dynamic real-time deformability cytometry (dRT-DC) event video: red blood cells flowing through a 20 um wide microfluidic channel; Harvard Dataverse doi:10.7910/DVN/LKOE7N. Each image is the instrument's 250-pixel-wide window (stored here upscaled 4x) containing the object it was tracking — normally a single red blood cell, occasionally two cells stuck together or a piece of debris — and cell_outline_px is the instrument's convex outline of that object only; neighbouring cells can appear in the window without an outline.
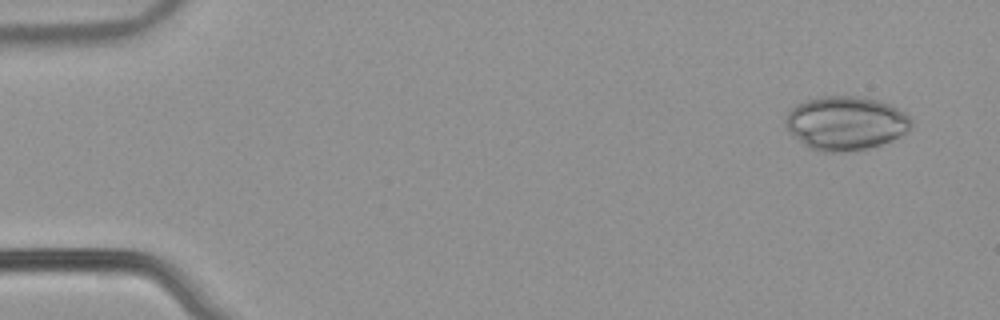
{"species": "common noctule bat (a hibernating species)", "species_latin": "Nyctalus noctula", "temperature_condition": "warm", "stored_images_in_passage": 53, "camera_frame_rate_fps": 3000, "um_per_image_px": 0.085, "animal": {"sex": "male", "body_mass_g": 21.5, "forearm_length_mm": 52.0}, "frame": {"image": 1, "passage_image": 4, "time_ms": 1.0, "image_size_px": [1000, 320], "cell_outline_px": [[912, 128], [892, 140], [868, 148], [844, 152], [824, 152], [808, 148], [788, 128], [784, 120], [784, 116], [796, 104], [804, 100], [824, 96], [856, 96], [880, 100], [904, 112], [912, 120]], "centroid_in_image_um": [71.89, 10.46], "position_along_channel_um": 13.1, "area_um2": 39.3}}
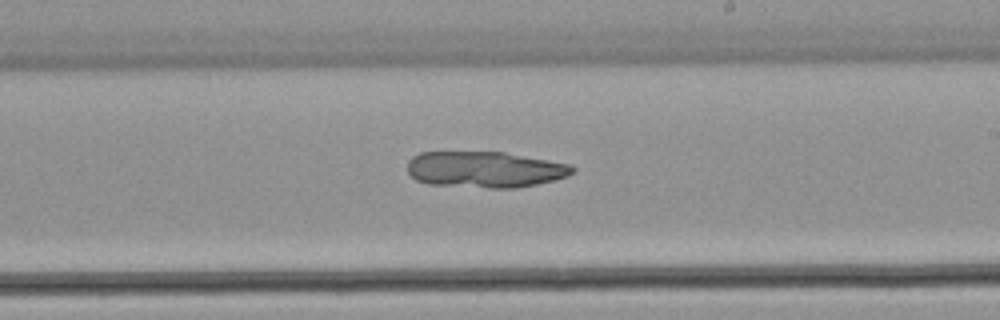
{"frame": {"image": 2, "passage_image": 32, "time_ms": 10.333, "image_size_px": [1000, 320], "cell_outline_px": [[576, 172], [568, 176], [556, 180], [516, 188], [488, 188], [428, 184], [416, 180], [408, 172], [408, 160], [412, 156], [420, 152], [504, 152], [572, 164], [576, 168]], "centroid_in_image_um": [41.26, 14.41], "position_along_channel_um": 247.7, "area_um2": 35.14}}
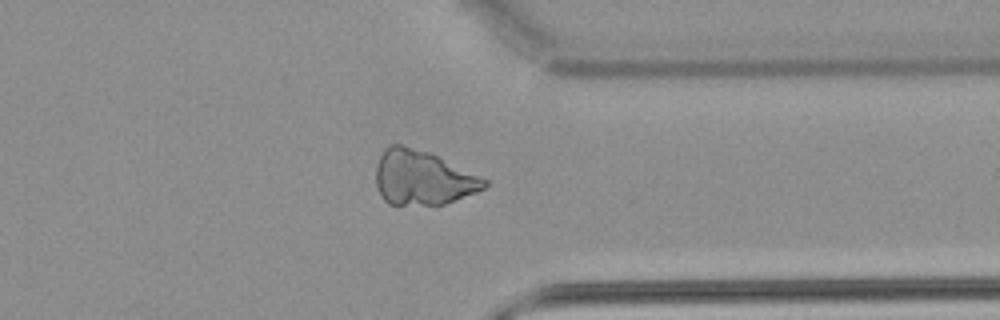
{"frame": {"image": 3, "passage_image": 42, "time_ms": 13.667, "image_size_px": [1000, 320], "cell_outline_px": [[488, 184], [484, 188], [476, 192], [444, 204], [388, 204], [380, 196], [376, 184], [376, 164], [384, 148], [388, 144], [400, 144], [432, 152], [488, 180]], "centroid_in_image_um": [35.9, 15.08], "position_along_channel_um": 375.5, "area_um2": 34.62}}